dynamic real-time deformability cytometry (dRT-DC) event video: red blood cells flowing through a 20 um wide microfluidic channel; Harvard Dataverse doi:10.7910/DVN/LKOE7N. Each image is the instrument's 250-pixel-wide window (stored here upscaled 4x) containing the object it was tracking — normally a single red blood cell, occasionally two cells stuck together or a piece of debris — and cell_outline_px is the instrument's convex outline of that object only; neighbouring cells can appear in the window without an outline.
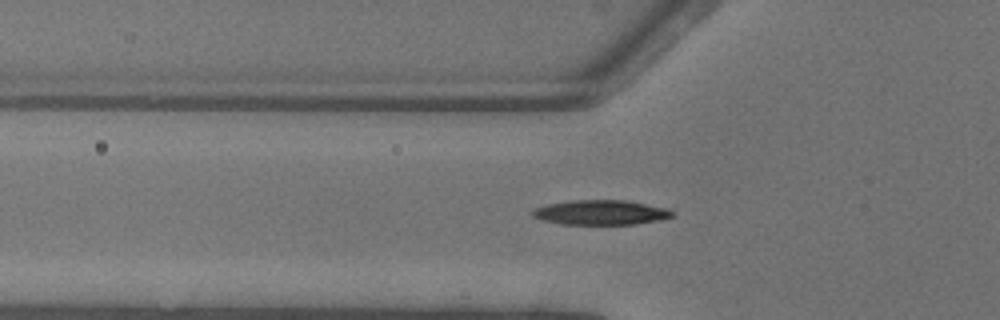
{"species": "common noctule bat (a hibernating species)", "species_latin": "Nyctalus noctula", "temperature_condition": "warm", "stored_images_in_passage": 38, "camera_frame_rate_fps": 3000, "um_per_image_px": 0.085, "animal": {"sex": "female"}, "frame": {"image": 1, "passage_image": 6, "time_ms": 1.667, "image_size_px": [1000, 320], "cell_outline_px": [[672, 216], [660, 220], [636, 224], [564, 224], [544, 220], [532, 216], [532, 212], [536, 208], [548, 204], [568, 200], [624, 200], [668, 208], [672, 212]], "centroid_in_image_um": [51.07, 18.05], "position_along_channel_um": 74.7, "area_um2": 19.94}}
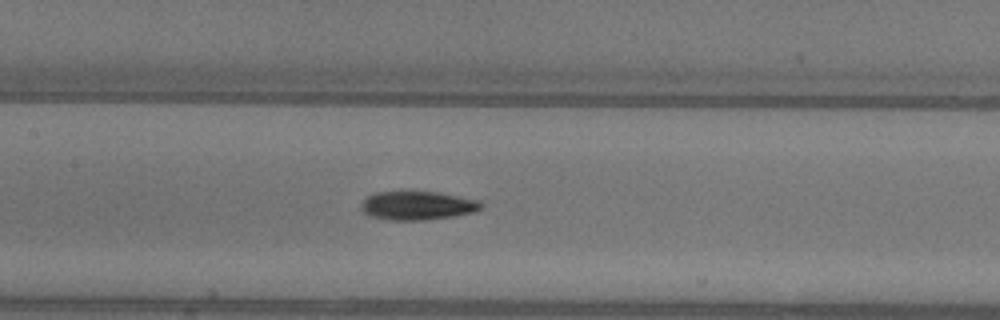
{"frame": {"image": 2, "passage_image": 13, "time_ms": 4.0, "image_size_px": [1000, 320], "cell_outline_px": [[484, 204], [476, 212], [456, 216], [420, 220], [388, 220], [372, 216], [364, 212], [360, 208], [360, 204], [368, 196], [376, 192], [412, 188], [440, 192], [480, 200]], "centroid_in_image_um": [35.5, 17.42], "position_along_channel_um": 171.9, "area_um2": 21.04}}
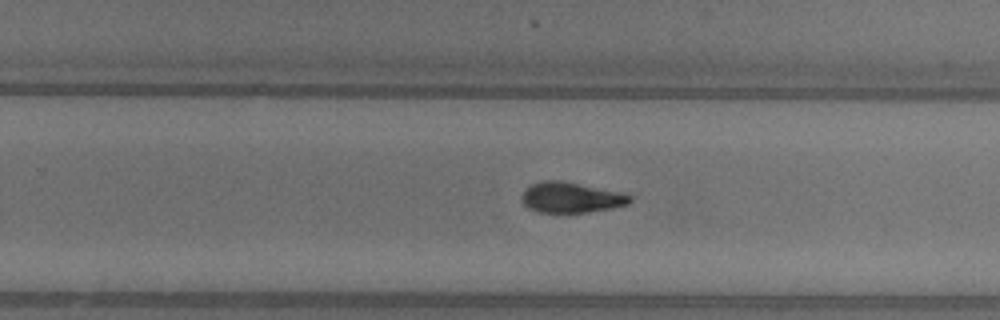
{"frame": {"image": 3, "passage_image": 21, "time_ms": 6.667, "image_size_px": [1000, 320], "cell_outline_px": [[632, 200], [628, 204], [588, 212], [536, 212], [528, 208], [520, 200], [520, 196], [532, 184], [544, 180], [560, 180], [628, 192], [632, 196]], "centroid_in_image_um": [48.58, 16.77], "position_along_channel_um": 281.2, "area_um2": 19.48}}